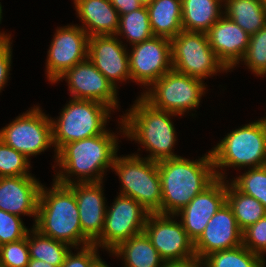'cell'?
<instances>
[{"label": "cell", "instance_id": "cell-1", "mask_svg": "<svg viewBox=\"0 0 266 267\" xmlns=\"http://www.w3.org/2000/svg\"><path fill=\"white\" fill-rule=\"evenodd\" d=\"M118 144L114 132L106 130L103 134L63 145L54 156L61 170L53 180L62 185L103 182L105 170L112 169L114 164ZM72 176H77V180L71 179Z\"/></svg>", "mask_w": 266, "mask_h": 267}, {"label": "cell", "instance_id": "cell-2", "mask_svg": "<svg viewBox=\"0 0 266 267\" xmlns=\"http://www.w3.org/2000/svg\"><path fill=\"white\" fill-rule=\"evenodd\" d=\"M161 180V214L175 215L215 179L211 152L201 159L183 157L164 159L157 162Z\"/></svg>", "mask_w": 266, "mask_h": 267}, {"label": "cell", "instance_id": "cell-3", "mask_svg": "<svg viewBox=\"0 0 266 267\" xmlns=\"http://www.w3.org/2000/svg\"><path fill=\"white\" fill-rule=\"evenodd\" d=\"M124 115V116H123ZM120 119V132L149 151L151 161L180 157L172 152L177 141L171 116L178 114L152 107L141 96ZM122 130V131H121Z\"/></svg>", "mask_w": 266, "mask_h": 267}, {"label": "cell", "instance_id": "cell-4", "mask_svg": "<svg viewBox=\"0 0 266 267\" xmlns=\"http://www.w3.org/2000/svg\"><path fill=\"white\" fill-rule=\"evenodd\" d=\"M42 185L33 227L41 234L79 249L93 244L81 230L74 191L53 180L52 188Z\"/></svg>", "mask_w": 266, "mask_h": 267}, {"label": "cell", "instance_id": "cell-5", "mask_svg": "<svg viewBox=\"0 0 266 267\" xmlns=\"http://www.w3.org/2000/svg\"><path fill=\"white\" fill-rule=\"evenodd\" d=\"M210 150L216 178L227 179L222 168H254L266 165V122L264 118L231 131ZM217 168V170H216Z\"/></svg>", "mask_w": 266, "mask_h": 267}, {"label": "cell", "instance_id": "cell-6", "mask_svg": "<svg viewBox=\"0 0 266 267\" xmlns=\"http://www.w3.org/2000/svg\"><path fill=\"white\" fill-rule=\"evenodd\" d=\"M111 111L98 101L71 98L58 120L51 118L55 155L67 143L103 134Z\"/></svg>", "mask_w": 266, "mask_h": 267}, {"label": "cell", "instance_id": "cell-7", "mask_svg": "<svg viewBox=\"0 0 266 267\" xmlns=\"http://www.w3.org/2000/svg\"><path fill=\"white\" fill-rule=\"evenodd\" d=\"M112 169L122 183L119 194L133 198L150 213L161 214L162 188L156 161L139 154L116 156Z\"/></svg>", "mask_w": 266, "mask_h": 267}, {"label": "cell", "instance_id": "cell-8", "mask_svg": "<svg viewBox=\"0 0 266 267\" xmlns=\"http://www.w3.org/2000/svg\"><path fill=\"white\" fill-rule=\"evenodd\" d=\"M203 82L171 69L141 93V97L156 109L183 115L198 108L207 90Z\"/></svg>", "mask_w": 266, "mask_h": 267}, {"label": "cell", "instance_id": "cell-9", "mask_svg": "<svg viewBox=\"0 0 266 267\" xmlns=\"http://www.w3.org/2000/svg\"><path fill=\"white\" fill-rule=\"evenodd\" d=\"M170 41L172 69L201 80L229 71L217 58L206 33L182 30Z\"/></svg>", "mask_w": 266, "mask_h": 267}, {"label": "cell", "instance_id": "cell-10", "mask_svg": "<svg viewBox=\"0 0 266 267\" xmlns=\"http://www.w3.org/2000/svg\"><path fill=\"white\" fill-rule=\"evenodd\" d=\"M0 139L29 159L54 147L51 118L34 105L3 127Z\"/></svg>", "mask_w": 266, "mask_h": 267}, {"label": "cell", "instance_id": "cell-11", "mask_svg": "<svg viewBox=\"0 0 266 267\" xmlns=\"http://www.w3.org/2000/svg\"><path fill=\"white\" fill-rule=\"evenodd\" d=\"M106 210L101 236L93 243L109 253L121 242L144 232L150 212L133 198L119 194Z\"/></svg>", "mask_w": 266, "mask_h": 267}, {"label": "cell", "instance_id": "cell-12", "mask_svg": "<svg viewBox=\"0 0 266 267\" xmlns=\"http://www.w3.org/2000/svg\"><path fill=\"white\" fill-rule=\"evenodd\" d=\"M175 217L176 215L171 214L150 213L144 228V232L165 263L196 258L194 242Z\"/></svg>", "mask_w": 266, "mask_h": 267}, {"label": "cell", "instance_id": "cell-13", "mask_svg": "<svg viewBox=\"0 0 266 267\" xmlns=\"http://www.w3.org/2000/svg\"><path fill=\"white\" fill-rule=\"evenodd\" d=\"M131 49L128 53L131 80L146 90L172 69L171 41L167 38L153 36L132 45Z\"/></svg>", "mask_w": 266, "mask_h": 267}, {"label": "cell", "instance_id": "cell-14", "mask_svg": "<svg viewBox=\"0 0 266 267\" xmlns=\"http://www.w3.org/2000/svg\"><path fill=\"white\" fill-rule=\"evenodd\" d=\"M53 37L46 61V76L51 83L88 58L89 40V35L78 24L59 27Z\"/></svg>", "mask_w": 266, "mask_h": 267}, {"label": "cell", "instance_id": "cell-15", "mask_svg": "<svg viewBox=\"0 0 266 267\" xmlns=\"http://www.w3.org/2000/svg\"><path fill=\"white\" fill-rule=\"evenodd\" d=\"M73 99L101 102L113 111L118 109L117 88L87 58L66 70L54 82L65 79Z\"/></svg>", "mask_w": 266, "mask_h": 267}, {"label": "cell", "instance_id": "cell-16", "mask_svg": "<svg viewBox=\"0 0 266 267\" xmlns=\"http://www.w3.org/2000/svg\"><path fill=\"white\" fill-rule=\"evenodd\" d=\"M122 43L116 35L91 36L88 40V59L117 89V83L131 80L129 52Z\"/></svg>", "mask_w": 266, "mask_h": 267}, {"label": "cell", "instance_id": "cell-17", "mask_svg": "<svg viewBox=\"0 0 266 267\" xmlns=\"http://www.w3.org/2000/svg\"><path fill=\"white\" fill-rule=\"evenodd\" d=\"M225 179L216 178L175 215L181 217L188 237L195 242L214 214L226 203Z\"/></svg>", "mask_w": 266, "mask_h": 267}, {"label": "cell", "instance_id": "cell-18", "mask_svg": "<svg viewBox=\"0 0 266 267\" xmlns=\"http://www.w3.org/2000/svg\"><path fill=\"white\" fill-rule=\"evenodd\" d=\"M242 245V231L237 225L232 209L225 203L210 219L203 233L194 242L196 258L229 250Z\"/></svg>", "mask_w": 266, "mask_h": 267}, {"label": "cell", "instance_id": "cell-19", "mask_svg": "<svg viewBox=\"0 0 266 267\" xmlns=\"http://www.w3.org/2000/svg\"><path fill=\"white\" fill-rule=\"evenodd\" d=\"M41 187L32 175L0 177V210L36 221Z\"/></svg>", "mask_w": 266, "mask_h": 267}, {"label": "cell", "instance_id": "cell-20", "mask_svg": "<svg viewBox=\"0 0 266 267\" xmlns=\"http://www.w3.org/2000/svg\"><path fill=\"white\" fill-rule=\"evenodd\" d=\"M103 182L72 183L79 210L82 233L94 243L102 234L107 205Z\"/></svg>", "mask_w": 266, "mask_h": 267}, {"label": "cell", "instance_id": "cell-21", "mask_svg": "<svg viewBox=\"0 0 266 267\" xmlns=\"http://www.w3.org/2000/svg\"><path fill=\"white\" fill-rule=\"evenodd\" d=\"M208 42L217 58L230 70L241 61L248 49L250 35L234 21L222 16L207 32Z\"/></svg>", "mask_w": 266, "mask_h": 267}, {"label": "cell", "instance_id": "cell-22", "mask_svg": "<svg viewBox=\"0 0 266 267\" xmlns=\"http://www.w3.org/2000/svg\"><path fill=\"white\" fill-rule=\"evenodd\" d=\"M80 26L88 35H116L119 14L109 0H74Z\"/></svg>", "mask_w": 266, "mask_h": 267}, {"label": "cell", "instance_id": "cell-23", "mask_svg": "<svg viewBox=\"0 0 266 267\" xmlns=\"http://www.w3.org/2000/svg\"><path fill=\"white\" fill-rule=\"evenodd\" d=\"M224 0H181L182 28L206 33L223 15Z\"/></svg>", "mask_w": 266, "mask_h": 267}, {"label": "cell", "instance_id": "cell-24", "mask_svg": "<svg viewBox=\"0 0 266 267\" xmlns=\"http://www.w3.org/2000/svg\"><path fill=\"white\" fill-rule=\"evenodd\" d=\"M147 10L154 36L171 40L183 30L181 0H153Z\"/></svg>", "mask_w": 266, "mask_h": 267}, {"label": "cell", "instance_id": "cell-25", "mask_svg": "<svg viewBox=\"0 0 266 267\" xmlns=\"http://www.w3.org/2000/svg\"><path fill=\"white\" fill-rule=\"evenodd\" d=\"M124 259V267H163L164 261L145 232L121 242L110 252Z\"/></svg>", "mask_w": 266, "mask_h": 267}, {"label": "cell", "instance_id": "cell-26", "mask_svg": "<svg viewBox=\"0 0 266 267\" xmlns=\"http://www.w3.org/2000/svg\"><path fill=\"white\" fill-rule=\"evenodd\" d=\"M224 14L250 36L266 25L263 0H224Z\"/></svg>", "mask_w": 266, "mask_h": 267}, {"label": "cell", "instance_id": "cell-27", "mask_svg": "<svg viewBox=\"0 0 266 267\" xmlns=\"http://www.w3.org/2000/svg\"><path fill=\"white\" fill-rule=\"evenodd\" d=\"M226 203L232 209L240 230L266 216V208L254 197L240 192L232 183L226 182Z\"/></svg>", "mask_w": 266, "mask_h": 267}, {"label": "cell", "instance_id": "cell-28", "mask_svg": "<svg viewBox=\"0 0 266 267\" xmlns=\"http://www.w3.org/2000/svg\"><path fill=\"white\" fill-rule=\"evenodd\" d=\"M28 248L31 259L61 267L72 247L67 243L41 234L33 227L28 232Z\"/></svg>", "mask_w": 266, "mask_h": 267}, {"label": "cell", "instance_id": "cell-29", "mask_svg": "<svg viewBox=\"0 0 266 267\" xmlns=\"http://www.w3.org/2000/svg\"><path fill=\"white\" fill-rule=\"evenodd\" d=\"M266 260L243 245L207 255L203 267H266Z\"/></svg>", "mask_w": 266, "mask_h": 267}, {"label": "cell", "instance_id": "cell-30", "mask_svg": "<svg viewBox=\"0 0 266 267\" xmlns=\"http://www.w3.org/2000/svg\"><path fill=\"white\" fill-rule=\"evenodd\" d=\"M125 36L130 45H134L152 38L154 35L150 27L147 6L119 16V26L116 36Z\"/></svg>", "mask_w": 266, "mask_h": 267}, {"label": "cell", "instance_id": "cell-31", "mask_svg": "<svg viewBox=\"0 0 266 267\" xmlns=\"http://www.w3.org/2000/svg\"><path fill=\"white\" fill-rule=\"evenodd\" d=\"M248 169L231 183L240 192L254 197L266 208V165Z\"/></svg>", "mask_w": 266, "mask_h": 267}, {"label": "cell", "instance_id": "cell-32", "mask_svg": "<svg viewBox=\"0 0 266 267\" xmlns=\"http://www.w3.org/2000/svg\"><path fill=\"white\" fill-rule=\"evenodd\" d=\"M241 61L257 76H266V25L250 36L248 49Z\"/></svg>", "mask_w": 266, "mask_h": 267}, {"label": "cell", "instance_id": "cell-33", "mask_svg": "<svg viewBox=\"0 0 266 267\" xmlns=\"http://www.w3.org/2000/svg\"><path fill=\"white\" fill-rule=\"evenodd\" d=\"M29 168V159L0 139V177L31 175Z\"/></svg>", "mask_w": 266, "mask_h": 267}, {"label": "cell", "instance_id": "cell-34", "mask_svg": "<svg viewBox=\"0 0 266 267\" xmlns=\"http://www.w3.org/2000/svg\"><path fill=\"white\" fill-rule=\"evenodd\" d=\"M30 260L27 237L0 246V264L3 267H27Z\"/></svg>", "mask_w": 266, "mask_h": 267}, {"label": "cell", "instance_id": "cell-35", "mask_svg": "<svg viewBox=\"0 0 266 267\" xmlns=\"http://www.w3.org/2000/svg\"><path fill=\"white\" fill-rule=\"evenodd\" d=\"M29 230L22 218L0 210V246L27 237Z\"/></svg>", "mask_w": 266, "mask_h": 267}, {"label": "cell", "instance_id": "cell-36", "mask_svg": "<svg viewBox=\"0 0 266 267\" xmlns=\"http://www.w3.org/2000/svg\"><path fill=\"white\" fill-rule=\"evenodd\" d=\"M242 245L263 259L266 253V216L242 232Z\"/></svg>", "mask_w": 266, "mask_h": 267}, {"label": "cell", "instance_id": "cell-37", "mask_svg": "<svg viewBox=\"0 0 266 267\" xmlns=\"http://www.w3.org/2000/svg\"><path fill=\"white\" fill-rule=\"evenodd\" d=\"M98 248V246L91 244L79 248L80 251H77V254L72 253V250H70L61 267H92L94 262L100 257Z\"/></svg>", "mask_w": 266, "mask_h": 267}, {"label": "cell", "instance_id": "cell-38", "mask_svg": "<svg viewBox=\"0 0 266 267\" xmlns=\"http://www.w3.org/2000/svg\"><path fill=\"white\" fill-rule=\"evenodd\" d=\"M11 34L0 32V92L7 84L12 64Z\"/></svg>", "mask_w": 266, "mask_h": 267}, {"label": "cell", "instance_id": "cell-39", "mask_svg": "<svg viewBox=\"0 0 266 267\" xmlns=\"http://www.w3.org/2000/svg\"><path fill=\"white\" fill-rule=\"evenodd\" d=\"M113 7L118 11L119 16L139 9L142 4L137 0H109Z\"/></svg>", "mask_w": 266, "mask_h": 267}, {"label": "cell", "instance_id": "cell-40", "mask_svg": "<svg viewBox=\"0 0 266 267\" xmlns=\"http://www.w3.org/2000/svg\"><path fill=\"white\" fill-rule=\"evenodd\" d=\"M163 267H203V263L198 258H192L186 261L164 263Z\"/></svg>", "mask_w": 266, "mask_h": 267}, {"label": "cell", "instance_id": "cell-41", "mask_svg": "<svg viewBox=\"0 0 266 267\" xmlns=\"http://www.w3.org/2000/svg\"><path fill=\"white\" fill-rule=\"evenodd\" d=\"M27 267H56V266H52L49 263L44 262V261H40V260H36V259H31L30 258Z\"/></svg>", "mask_w": 266, "mask_h": 267}, {"label": "cell", "instance_id": "cell-42", "mask_svg": "<svg viewBox=\"0 0 266 267\" xmlns=\"http://www.w3.org/2000/svg\"><path fill=\"white\" fill-rule=\"evenodd\" d=\"M92 267H110L108 266V264H106L101 257H99L94 264L92 265Z\"/></svg>", "mask_w": 266, "mask_h": 267}, {"label": "cell", "instance_id": "cell-43", "mask_svg": "<svg viewBox=\"0 0 266 267\" xmlns=\"http://www.w3.org/2000/svg\"><path fill=\"white\" fill-rule=\"evenodd\" d=\"M140 4L147 6L149 3H151L153 0H137Z\"/></svg>", "mask_w": 266, "mask_h": 267}, {"label": "cell", "instance_id": "cell-44", "mask_svg": "<svg viewBox=\"0 0 266 267\" xmlns=\"http://www.w3.org/2000/svg\"><path fill=\"white\" fill-rule=\"evenodd\" d=\"M2 5H1V2H0V23H1V20H2Z\"/></svg>", "mask_w": 266, "mask_h": 267}, {"label": "cell", "instance_id": "cell-45", "mask_svg": "<svg viewBox=\"0 0 266 267\" xmlns=\"http://www.w3.org/2000/svg\"><path fill=\"white\" fill-rule=\"evenodd\" d=\"M263 4H264L265 11H266V0H263Z\"/></svg>", "mask_w": 266, "mask_h": 267}]
</instances>
